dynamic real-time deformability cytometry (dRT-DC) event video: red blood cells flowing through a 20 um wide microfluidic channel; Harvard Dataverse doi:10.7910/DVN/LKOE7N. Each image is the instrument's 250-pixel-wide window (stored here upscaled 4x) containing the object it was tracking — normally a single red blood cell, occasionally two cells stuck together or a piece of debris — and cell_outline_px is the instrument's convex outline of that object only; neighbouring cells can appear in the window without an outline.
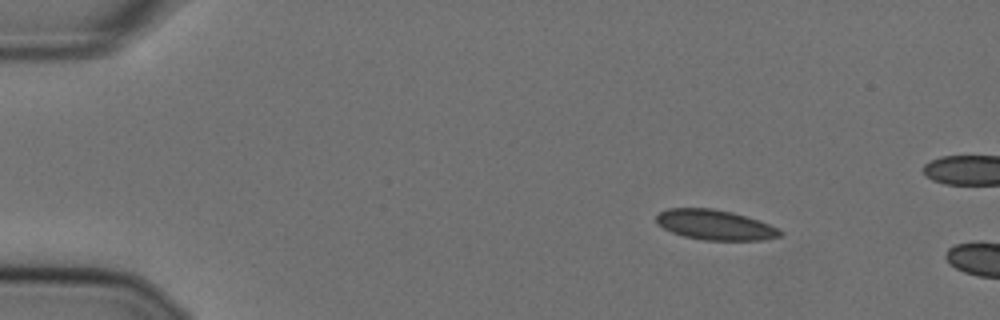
{"species": "Egyptian fruit bat (a non-hibernating species)", "species_latin": "Rousettus aegyptiacus", "temperature_condition": "cold", "stored_images_in_passage": 11, "camera_frame_rate_fps": 3000, "um_per_image_px": 0.085, "animal": {"sex": "female"}, "frame": {"image": 1, "passage_image": 7, "time_ms": 2.0, "image_size_px": [1000, 320], "cell_outline_px": [[784, 232], [780, 236], [764, 240], [704, 240], [684, 236], [672, 232], [656, 224], [656, 216], [660, 212], [668, 208], [712, 208], [732, 212], [760, 220], [780, 228]], "centroid_in_image_um": [60.81, 19.11], "position_along_channel_um": 24.2, "area_um2": 21.85}}